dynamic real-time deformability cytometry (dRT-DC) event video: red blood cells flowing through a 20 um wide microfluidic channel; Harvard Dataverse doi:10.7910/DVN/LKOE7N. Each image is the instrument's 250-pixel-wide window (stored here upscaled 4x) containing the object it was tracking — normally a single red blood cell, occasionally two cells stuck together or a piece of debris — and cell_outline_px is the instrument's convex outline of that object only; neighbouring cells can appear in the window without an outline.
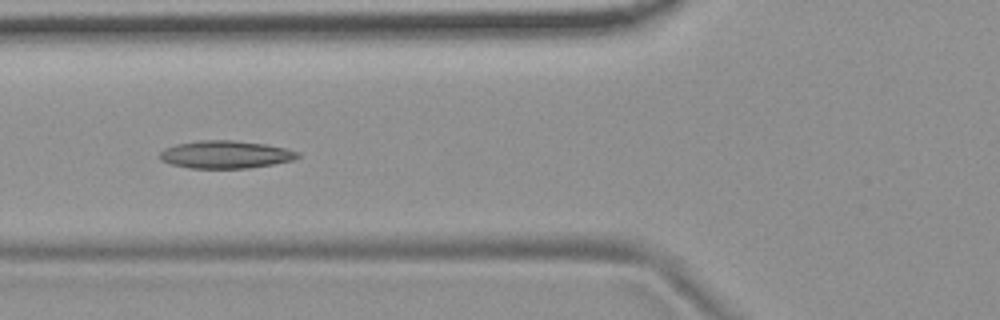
{"species": "common noctule bat (a hibernating species)", "species_latin": "Nyctalus noctula", "temperature_condition": "room temperature", "stored_images_in_passage": 5, "camera_frame_rate_fps": 3000, "um_per_image_px": 0.085, "animal": {"sex": "female", "body_mass_g": 19.9}, "frame": {"image": 1, "passage_image": 5, "time_ms": 4.667, "image_size_px": [1000, 320], "cell_outline_px": [[300, 156], [292, 160], [272, 164], [248, 168], [188, 168], [172, 164], [160, 160], [160, 152], [164, 148], [176, 144], [200, 140], [232, 140], [264, 144], [284, 148], [300, 152]], "centroid_in_image_um": [19.15, 13.13], "position_along_channel_um": 106.7, "area_um2": 22.14}}